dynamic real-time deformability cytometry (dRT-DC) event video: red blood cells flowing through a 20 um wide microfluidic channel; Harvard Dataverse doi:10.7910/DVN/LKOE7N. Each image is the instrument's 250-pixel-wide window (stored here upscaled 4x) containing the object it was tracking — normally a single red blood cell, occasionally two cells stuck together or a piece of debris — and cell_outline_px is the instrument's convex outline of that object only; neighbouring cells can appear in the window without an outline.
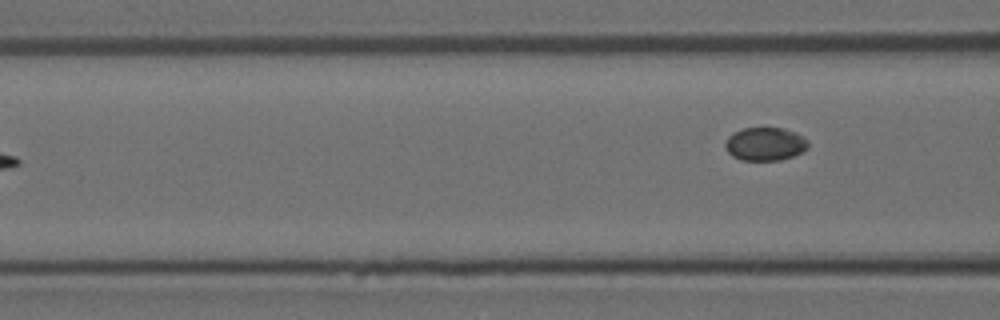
{"species": "Egyptian fruit bat (a non-hibernating species)", "species_latin": "Rousettus aegyptiacus", "temperature_condition": "room temperature", "stored_images_in_passage": 6, "camera_frame_rate_fps": 3000, "um_per_image_px": 0.085, "animal": {"sex": "female"}, "frame": {"image": 1, "passage_image": 6, "time_ms": 1.667, "image_size_px": [1000, 320], "cell_outline_px": [[808, 148], [804, 152], [780, 160], [740, 160], [732, 156], [724, 148], [724, 144], [728, 136], [732, 132], [744, 128], [784, 128], [796, 132], [804, 136], [808, 140]], "centroid_in_image_um": [65.04, 12.23], "position_along_channel_um": 101.6, "area_um2": 16.36}}